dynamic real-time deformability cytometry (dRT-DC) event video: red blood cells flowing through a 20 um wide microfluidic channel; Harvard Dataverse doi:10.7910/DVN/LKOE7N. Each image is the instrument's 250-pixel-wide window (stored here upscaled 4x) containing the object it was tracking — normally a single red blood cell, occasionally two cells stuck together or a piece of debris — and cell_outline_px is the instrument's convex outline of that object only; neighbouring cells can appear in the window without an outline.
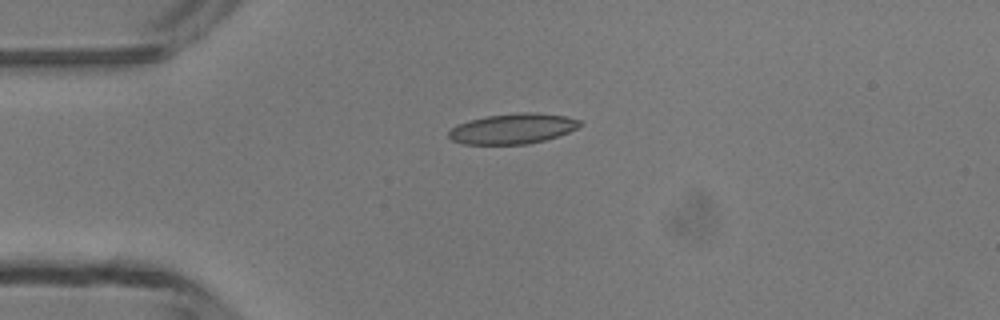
{"species": "common noctule bat (a hibernating species)", "species_latin": "Nyctalus noctula", "temperature_condition": "room temperature", "stored_images_in_passage": 3, "camera_frame_rate_fps": 3000, "um_per_image_px": 0.085, "animal": {"sex": "male", "body_mass_g": 13.3}, "frame": {"image": 1, "passage_image": 1, "time_ms": 0.0, "image_size_px": [1000, 320], "cell_outline_px": [[584, 124], [568, 132], [544, 140], [528, 144], [464, 144], [452, 140], [448, 136], [448, 132], [452, 128], [468, 120], [488, 116], [520, 112], [536, 112], [564, 116], [580, 120]], "centroid_in_image_um": [43.59, 10.93], "position_along_channel_um": 41.4, "area_um2": 23.0}}
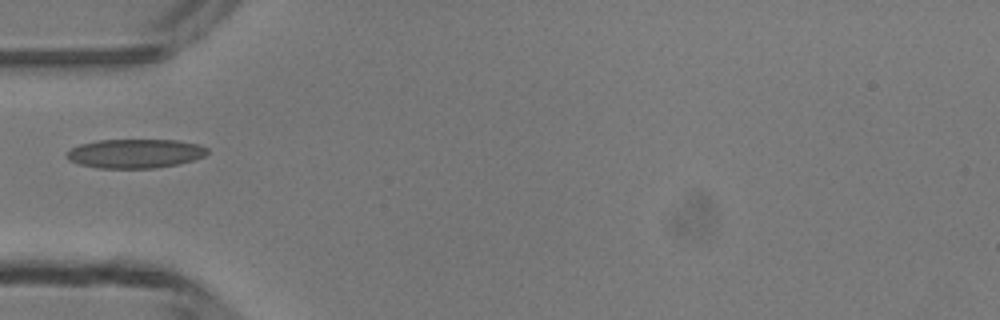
{"frame": {"image": 2, "passage_image": 2, "time_ms": 1.333, "image_size_px": [1000, 320], "cell_outline_px": [[208, 152], [204, 156], [192, 160], [176, 164], [152, 168], [100, 168], [80, 164], [68, 160], [64, 156], [64, 152], [80, 144], [96, 140], [176, 140], [200, 144], [208, 148]], "centroid_in_image_um": [11.45, 13.04], "position_along_channel_um": 73.6, "area_um2": 23.87}}
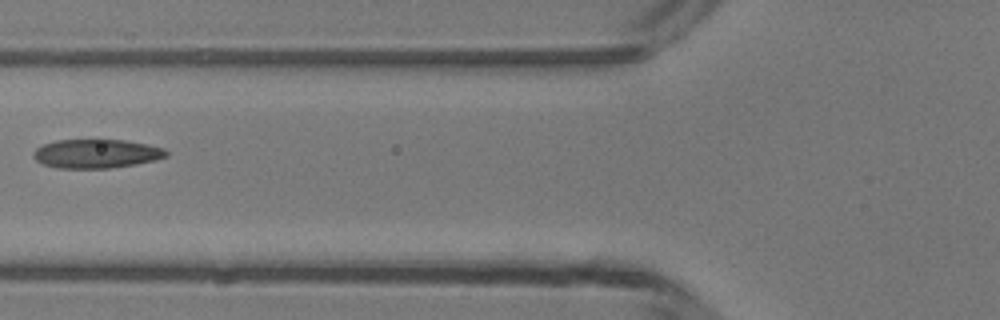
{"frame": {"image": 3, "passage_image": 3, "time_ms": 2.333, "image_size_px": [1000, 320], "cell_outline_px": [[168, 156], [156, 160], [136, 164], [108, 168], [56, 168], [44, 164], [36, 160], [32, 156], [32, 152], [36, 148], [44, 144], [56, 140], [96, 136], [124, 140], [164, 148], [168, 152]], "centroid_in_image_um": [8.16, 13.01], "position_along_channel_um": 117.6, "area_um2": 23.29}}